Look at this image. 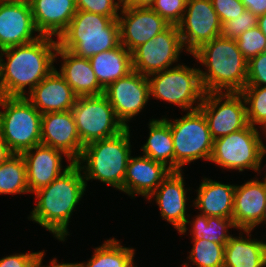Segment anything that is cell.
Wrapping results in <instances>:
<instances>
[{
	"label": "cell",
	"mask_w": 266,
	"mask_h": 267,
	"mask_svg": "<svg viewBox=\"0 0 266 267\" xmlns=\"http://www.w3.org/2000/svg\"><path fill=\"white\" fill-rule=\"evenodd\" d=\"M57 46V38L40 36L32 42L1 50L0 89L2 95L25 97L55 69Z\"/></svg>",
	"instance_id": "cell-1"
},
{
	"label": "cell",
	"mask_w": 266,
	"mask_h": 267,
	"mask_svg": "<svg viewBox=\"0 0 266 267\" xmlns=\"http://www.w3.org/2000/svg\"><path fill=\"white\" fill-rule=\"evenodd\" d=\"M86 187L82 171L74 162L49 185L33 193L37 201L28 220L39 224L58 241L64 242L70 235V218L82 201Z\"/></svg>",
	"instance_id": "cell-2"
},
{
	"label": "cell",
	"mask_w": 266,
	"mask_h": 267,
	"mask_svg": "<svg viewBox=\"0 0 266 267\" xmlns=\"http://www.w3.org/2000/svg\"><path fill=\"white\" fill-rule=\"evenodd\" d=\"M199 66L205 93L241 92L247 82L248 60L238 49L236 40L216 37L192 54Z\"/></svg>",
	"instance_id": "cell-3"
},
{
	"label": "cell",
	"mask_w": 266,
	"mask_h": 267,
	"mask_svg": "<svg viewBox=\"0 0 266 267\" xmlns=\"http://www.w3.org/2000/svg\"><path fill=\"white\" fill-rule=\"evenodd\" d=\"M130 127L119 134L91 142L83 147L75 162L81 169L84 180H98L123 192L127 163L132 155Z\"/></svg>",
	"instance_id": "cell-4"
},
{
	"label": "cell",
	"mask_w": 266,
	"mask_h": 267,
	"mask_svg": "<svg viewBox=\"0 0 266 267\" xmlns=\"http://www.w3.org/2000/svg\"><path fill=\"white\" fill-rule=\"evenodd\" d=\"M117 19L77 10L58 45L84 58L114 49L121 44Z\"/></svg>",
	"instance_id": "cell-5"
},
{
	"label": "cell",
	"mask_w": 266,
	"mask_h": 267,
	"mask_svg": "<svg viewBox=\"0 0 266 267\" xmlns=\"http://www.w3.org/2000/svg\"><path fill=\"white\" fill-rule=\"evenodd\" d=\"M0 108V133L13 154L41 144L42 114L26 97L3 96Z\"/></svg>",
	"instance_id": "cell-6"
},
{
	"label": "cell",
	"mask_w": 266,
	"mask_h": 267,
	"mask_svg": "<svg viewBox=\"0 0 266 267\" xmlns=\"http://www.w3.org/2000/svg\"><path fill=\"white\" fill-rule=\"evenodd\" d=\"M261 136L259 128L249 124L246 128L218 138L214 140L210 161L223 170H253L259 176L266 167V164L262 166L266 145Z\"/></svg>",
	"instance_id": "cell-7"
},
{
	"label": "cell",
	"mask_w": 266,
	"mask_h": 267,
	"mask_svg": "<svg viewBox=\"0 0 266 267\" xmlns=\"http://www.w3.org/2000/svg\"><path fill=\"white\" fill-rule=\"evenodd\" d=\"M162 118L169 124L174 146V171H183V166L195 160L210 162L214 139L204 114L199 110L189 111L182 117Z\"/></svg>",
	"instance_id": "cell-8"
},
{
	"label": "cell",
	"mask_w": 266,
	"mask_h": 267,
	"mask_svg": "<svg viewBox=\"0 0 266 267\" xmlns=\"http://www.w3.org/2000/svg\"><path fill=\"white\" fill-rule=\"evenodd\" d=\"M150 97L189 112L199 108L204 97L199 68L183 63L148 76ZM195 104V105H194Z\"/></svg>",
	"instance_id": "cell-9"
},
{
	"label": "cell",
	"mask_w": 266,
	"mask_h": 267,
	"mask_svg": "<svg viewBox=\"0 0 266 267\" xmlns=\"http://www.w3.org/2000/svg\"><path fill=\"white\" fill-rule=\"evenodd\" d=\"M71 112L83 146L113 137L125 129L104 94L78 97Z\"/></svg>",
	"instance_id": "cell-10"
},
{
	"label": "cell",
	"mask_w": 266,
	"mask_h": 267,
	"mask_svg": "<svg viewBox=\"0 0 266 267\" xmlns=\"http://www.w3.org/2000/svg\"><path fill=\"white\" fill-rule=\"evenodd\" d=\"M205 116L214 140L246 128V104L240 92L205 93L198 108Z\"/></svg>",
	"instance_id": "cell-11"
},
{
	"label": "cell",
	"mask_w": 266,
	"mask_h": 267,
	"mask_svg": "<svg viewBox=\"0 0 266 267\" xmlns=\"http://www.w3.org/2000/svg\"><path fill=\"white\" fill-rule=\"evenodd\" d=\"M182 52L186 53L177 25H170L131 52L133 70L148 77L174 67Z\"/></svg>",
	"instance_id": "cell-12"
},
{
	"label": "cell",
	"mask_w": 266,
	"mask_h": 267,
	"mask_svg": "<svg viewBox=\"0 0 266 267\" xmlns=\"http://www.w3.org/2000/svg\"><path fill=\"white\" fill-rule=\"evenodd\" d=\"M177 28L185 51L192 55L203 44L221 36L222 24L211 0H187Z\"/></svg>",
	"instance_id": "cell-13"
},
{
	"label": "cell",
	"mask_w": 266,
	"mask_h": 267,
	"mask_svg": "<svg viewBox=\"0 0 266 267\" xmlns=\"http://www.w3.org/2000/svg\"><path fill=\"white\" fill-rule=\"evenodd\" d=\"M104 95L117 119L128 128V122L135 119L151 99L148 77L133 70L104 89Z\"/></svg>",
	"instance_id": "cell-14"
},
{
	"label": "cell",
	"mask_w": 266,
	"mask_h": 267,
	"mask_svg": "<svg viewBox=\"0 0 266 267\" xmlns=\"http://www.w3.org/2000/svg\"><path fill=\"white\" fill-rule=\"evenodd\" d=\"M117 20L120 28V43L129 52L170 26L151 7L121 8Z\"/></svg>",
	"instance_id": "cell-15"
},
{
	"label": "cell",
	"mask_w": 266,
	"mask_h": 267,
	"mask_svg": "<svg viewBox=\"0 0 266 267\" xmlns=\"http://www.w3.org/2000/svg\"><path fill=\"white\" fill-rule=\"evenodd\" d=\"M184 178L186 177L183 171H171L147 198L148 202H156L161 218L171 224L178 233L190 217L186 212L188 208L186 202L190 199L186 194L190 189L187 190L185 187Z\"/></svg>",
	"instance_id": "cell-16"
},
{
	"label": "cell",
	"mask_w": 266,
	"mask_h": 267,
	"mask_svg": "<svg viewBox=\"0 0 266 267\" xmlns=\"http://www.w3.org/2000/svg\"><path fill=\"white\" fill-rule=\"evenodd\" d=\"M40 36L30 3L0 0V51L32 42Z\"/></svg>",
	"instance_id": "cell-17"
},
{
	"label": "cell",
	"mask_w": 266,
	"mask_h": 267,
	"mask_svg": "<svg viewBox=\"0 0 266 267\" xmlns=\"http://www.w3.org/2000/svg\"><path fill=\"white\" fill-rule=\"evenodd\" d=\"M21 155L26 163L27 185L32 194L49 185L74 163L64 152L42 144ZM63 155L69 162L67 166H63Z\"/></svg>",
	"instance_id": "cell-18"
},
{
	"label": "cell",
	"mask_w": 266,
	"mask_h": 267,
	"mask_svg": "<svg viewBox=\"0 0 266 267\" xmlns=\"http://www.w3.org/2000/svg\"><path fill=\"white\" fill-rule=\"evenodd\" d=\"M41 144L64 152L76 162L83 150L71 110L42 114Z\"/></svg>",
	"instance_id": "cell-19"
},
{
	"label": "cell",
	"mask_w": 266,
	"mask_h": 267,
	"mask_svg": "<svg viewBox=\"0 0 266 267\" xmlns=\"http://www.w3.org/2000/svg\"><path fill=\"white\" fill-rule=\"evenodd\" d=\"M264 173L262 181L255 175L254 179L241 185L236 184L232 220L238 230H254L261 221L266 202V172Z\"/></svg>",
	"instance_id": "cell-20"
},
{
	"label": "cell",
	"mask_w": 266,
	"mask_h": 267,
	"mask_svg": "<svg viewBox=\"0 0 266 267\" xmlns=\"http://www.w3.org/2000/svg\"><path fill=\"white\" fill-rule=\"evenodd\" d=\"M171 170L164 164L144 155L130 156L123 181V193L147 199L169 175Z\"/></svg>",
	"instance_id": "cell-21"
},
{
	"label": "cell",
	"mask_w": 266,
	"mask_h": 267,
	"mask_svg": "<svg viewBox=\"0 0 266 267\" xmlns=\"http://www.w3.org/2000/svg\"><path fill=\"white\" fill-rule=\"evenodd\" d=\"M41 114L71 110L78 96L55 68L25 96Z\"/></svg>",
	"instance_id": "cell-22"
},
{
	"label": "cell",
	"mask_w": 266,
	"mask_h": 267,
	"mask_svg": "<svg viewBox=\"0 0 266 267\" xmlns=\"http://www.w3.org/2000/svg\"><path fill=\"white\" fill-rule=\"evenodd\" d=\"M30 6L38 34L57 39L77 12L75 0H32Z\"/></svg>",
	"instance_id": "cell-23"
},
{
	"label": "cell",
	"mask_w": 266,
	"mask_h": 267,
	"mask_svg": "<svg viewBox=\"0 0 266 267\" xmlns=\"http://www.w3.org/2000/svg\"><path fill=\"white\" fill-rule=\"evenodd\" d=\"M57 58L61 59L60 71L57 70V72L71 86L78 97L104 94V89L98 82L89 58L79 57L69 50L62 49L59 45L55 60H58Z\"/></svg>",
	"instance_id": "cell-24"
},
{
	"label": "cell",
	"mask_w": 266,
	"mask_h": 267,
	"mask_svg": "<svg viewBox=\"0 0 266 267\" xmlns=\"http://www.w3.org/2000/svg\"><path fill=\"white\" fill-rule=\"evenodd\" d=\"M192 205L207 217L232 218L236 184H224L204 177Z\"/></svg>",
	"instance_id": "cell-25"
},
{
	"label": "cell",
	"mask_w": 266,
	"mask_h": 267,
	"mask_svg": "<svg viewBox=\"0 0 266 267\" xmlns=\"http://www.w3.org/2000/svg\"><path fill=\"white\" fill-rule=\"evenodd\" d=\"M239 231L225 245L223 267H266V242L251 238L253 230Z\"/></svg>",
	"instance_id": "cell-26"
},
{
	"label": "cell",
	"mask_w": 266,
	"mask_h": 267,
	"mask_svg": "<svg viewBox=\"0 0 266 267\" xmlns=\"http://www.w3.org/2000/svg\"><path fill=\"white\" fill-rule=\"evenodd\" d=\"M89 61L103 89L133 71L131 52L122 44L91 56Z\"/></svg>",
	"instance_id": "cell-27"
},
{
	"label": "cell",
	"mask_w": 266,
	"mask_h": 267,
	"mask_svg": "<svg viewBox=\"0 0 266 267\" xmlns=\"http://www.w3.org/2000/svg\"><path fill=\"white\" fill-rule=\"evenodd\" d=\"M149 136L142 145V155L160 162L174 171V146L169 124L163 119H150Z\"/></svg>",
	"instance_id": "cell-28"
},
{
	"label": "cell",
	"mask_w": 266,
	"mask_h": 267,
	"mask_svg": "<svg viewBox=\"0 0 266 267\" xmlns=\"http://www.w3.org/2000/svg\"><path fill=\"white\" fill-rule=\"evenodd\" d=\"M194 218L191 221L187 219L179 235H186L188 230L190 231L189 235H192L191 239H205L219 244H226L232 236L228 230L237 229L232 218L207 217L199 213ZM188 224L191 228H188Z\"/></svg>",
	"instance_id": "cell-29"
},
{
	"label": "cell",
	"mask_w": 266,
	"mask_h": 267,
	"mask_svg": "<svg viewBox=\"0 0 266 267\" xmlns=\"http://www.w3.org/2000/svg\"><path fill=\"white\" fill-rule=\"evenodd\" d=\"M136 249L123 246L112 237L94 248L92 257L87 262H79L82 267H134Z\"/></svg>",
	"instance_id": "cell-30"
},
{
	"label": "cell",
	"mask_w": 266,
	"mask_h": 267,
	"mask_svg": "<svg viewBox=\"0 0 266 267\" xmlns=\"http://www.w3.org/2000/svg\"><path fill=\"white\" fill-rule=\"evenodd\" d=\"M26 163L21 154H12L0 165V195L27 194Z\"/></svg>",
	"instance_id": "cell-31"
},
{
	"label": "cell",
	"mask_w": 266,
	"mask_h": 267,
	"mask_svg": "<svg viewBox=\"0 0 266 267\" xmlns=\"http://www.w3.org/2000/svg\"><path fill=\"white\" fill-rule=\"evenodd\" d=\"M240 93L246 104L248 123L258 126L266 138V86H245Z\"/></svg>",
	"instance_id": "cell-32"
},
{
	"label": "cell",
	"mask_w": 266,
	"mask_h": 267,
	"mask_svg": "<svg viewBox=\"0 0 266 267\" xmlns=\"http://www.w3.org/2000/svg\"><path fill=\"white\" fill-rule=\"evenodd\" d=\"M193 246L187 260L197 267H223L226 244L205 239H192Z\"/></svg>",
	"instance_id": "cell-33"
},
{
	"label": "cell",
	"mask_w": 266,
	"mask_h": 267,
	"mask_svg": "<svg viewBox=\"0 0 266 267\" xmlns=\"http://www.w3.org/2000/svg\"><path fill=\"white\" fill-rule=\"evenodd\" d=\"M238 49L249 61L251 58L266 52V36L258 26L243 32L236 39Z\"/></svg>",
	"instance_id": "cell-34"
},
{
	"label": "cell",
	"mask_w": 266,
	"mask_h": 267,
	"mask_svg": "<svg viewBox=\"0 0 266 267\" xmlns=\"http://www.w3.org/2000/svg\"><path fill=\"white\" fill-rule=\"evenodd\" d=\"M257 25L258 16L246 9L243 14L222 24L221 36L236 40L243 32H246Z\"/></svg>",
	"instance_id": "cell-35"
},
{
	"label": "cell",
	"mask_w": 266,
	"mask_h": 267,
	"mask_svg": "<svg viewBox=\"0 0 266 267\" xmlns=\"http://www.w3.org/2000/svg\"><path fill=\"white\" fill-rule=\"evenodd\" d=\"M187 0H155L151 8L170 25H177L186 10Z\"/></svg>",
	"instance_id": "cell-36"
},
{
	"label": "cell",
	"mask_w": 266,
	"mask_h": 267,
	"mask_svg": "<svg viewBox=\"0 0 266 267\" xmlns=\"http://www.w3.org/2000/svg\"><path fill=\"white\" fill-rule=\"evenodd\" d=\"M77 10L118 18L121 0H75Z\"/></svg>",
	"instance_id": "cell-37"
},
{
	"label": "cell",
	"mask_w": 266,
	"mask_h": 267,
	"mask_svg": "<svg viewBox=\"0 0 266 267\" xmlns=\"http://www.w3.org/2000/svg\"><path fill=\"white\" fill-rule=\"evenodd\" d=\"M245 86H266V52L248 61L247 82Z\"/></svg>",
	"instance_id": "cell-38"
},
{
	"label": "cell",
	"mask_w": 266,
	"mask_h": 267,
	"mask_svg": "<svg viewBox=\"0 0 266 267\" xmlns=\"http://www.w3.org/2000/svg\"><path fill=\"white\" fill-rule=\"evenodd\" d=\"M211 3L218 14L221 24L235 19L246 10L240 0H211Z\"/></svg>",
	"instance_id": "cell-39"
},
{
	"label": "cell",
	"mask_w": 266,
	"mask_h": 267,
	"mask_svg": "<svg viewBox=\"0 0 266 267\" xmlns=\"http://www.w3.org/2000/svg\"><path fill=\"white\" fill-rule=\"evenodd\" d=\"M46 250L7 255L0 259V267H32Z\"/></svg>",
	"instance_id": "cell-40"
},
{
	"label": "cell",
	"mask_w": 266,
	"mask_h": 267,
	"mask_svg": "<svg viewBox=\"0 0 266 267\" xmlns=\"http://www.w3.org/2000/svg\"><path fill=\"white\" fill-rule=\"evenodd\" d=\"M246 9L258 17L266 13V0H240Z\"/></svg>",
	"instance_id": "cell-41"
},
{
	"label": "cell",
	"mask_w": 266,
	"mask_h": 267,
	"mask_svg": "<svg viewBox=\"0 0 266 267\" xmlns=\"http://www.w3.org/2000/svg\"><path fill=\"white\" fill-rule=\"evenodd\" d=\"M155 0H121V8H149Z\"/></svg>",
	"instance_id": "cell-42"
},
{
	"label": "cell",
	"mask_w": 266,
	"mask_h": 267,
	"mask_svg": "<svg viewBox=\"0 0 266 267\" xmlns=\"http://www.w3.org/2000/svg\"><path fill=\"white\" fill-rule=\"evenodd\" d=\"M13 153L10 151L0 133V165L3 164Z\"/></svg>",
	"instance_id": "cell-43"
},
{
	"label": "cell",
	"mask_w": 266,
	"mask_h": 267,
	"mask_svg": "<svg viewBox=\"0 0 266 267\" xmlns=\"http://www.w3.org/2000/svg\"><path fill=\"white\" fill-rule=\"evenodd\" d=\"M50 267H82L80 263H75V262H71V263H64V262H59L57 260V258H53L52 260H50Z\"/></svg>",
	"instance_id": "cell-44"
},
{
	"label": "cell",
	"mask_w": 266,
	"mask_h": 267,
	"mask_svg": "<svg viewBox=\"0 0 266 267\" xmlns=\"http://www.w3.org/2000/svg\"><path fill=\"white\" fill-rule=\"evenodd\" d=\"M259 29L266 36V13L258 17V25Z\"/></svg>",
	"instance_id": "cell-45"
},
{
	"label": "cell",
	"mask_w": 266,
	"mask_h": 267,
	"mask_svg": "<svg viewBox=\"0 0 266 267\" xmlns=\"http://www.w3.org/2000/svg\"><path fill=\"white\" fill-rule=\"evenodd\" d=\"M45 255L46 254L44 252L43 255L33 264L32 267H50V261H49V265L48 264L43 265V259Z\"/></svg>",
	"instance_id": "cell-46"
},
{
	"label": "cell",
	"mask_w": 266,
	"mask_h": 267,
	"mask_svg": "<svg viewBox=\"0 0 266 267\" xmlns=\"http://www.w3.org/2000/svg\"><path fill=\"white\" fill-rule=\"evenodd\" d=\"M261 224H266V202H265L264 213H263V216H262L261 221H260V223L258 224V226H259V225L261 226Z\"/></svg>",
	"instance_id": "cell-47"
},
{
	"label": "cell",
	"mask_w": 266,
	"mask_h": 267,
	"mask_svg": "<svg viewBox=\"0 0 266 267\" xmlns=\"http://www.w3.org/2000/svg\"><path fill=\"white\" fill-rule=\"evenodd\" d=\"M2 1L30 3L32 0H2Z\"/></svg>",
	"instance_id": "cell-48"
},
{
	"label": "cell",
	"mask_w": 266,
	"mask_h": 267,
	"mask_svg": "<svg viewBox=\"0 0 266 267\" xmlns=\"http://www.w3.org/2000/svg\"><path fill=\"white\" fill-rule=\"evenodd\" d=\"M189 263H190V262L186 261L185 263L182 264V265H183L182 267H190V266H189Z\"/></svg>",
	"instance_id": "cell-49"
},
{
	"label": "cell",
	"mask_w": 266,
	"mask_h": 267,
	"mask_svg": "<svg viewBox=\"0 0 266 267\" xmlns=\"http://www.w3.org/2000/svg\"><path fill=\"white\" fill-rule=\"evenodd\" d=\"M2 98H3V95H2V92H1V89H0V102H1Z\"/></svg>",
	"instance_id": "cell-50"
}]
</instances>
